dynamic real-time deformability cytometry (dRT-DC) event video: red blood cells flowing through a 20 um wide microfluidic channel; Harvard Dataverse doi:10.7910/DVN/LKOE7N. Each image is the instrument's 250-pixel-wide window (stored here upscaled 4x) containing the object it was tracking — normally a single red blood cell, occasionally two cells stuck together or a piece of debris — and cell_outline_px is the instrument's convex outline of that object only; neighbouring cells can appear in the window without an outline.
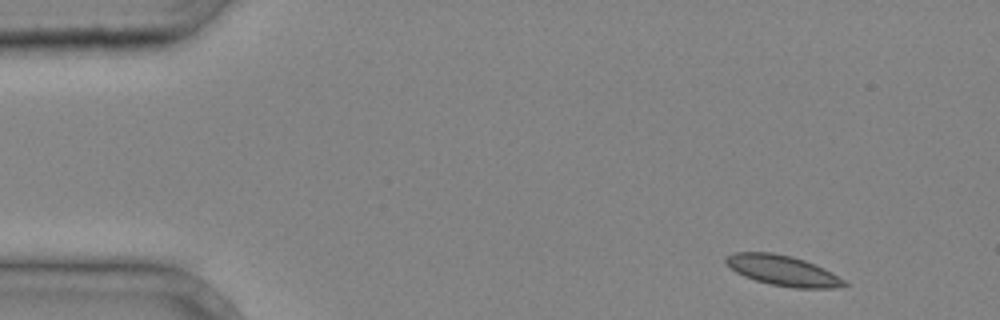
{"species": "common noctule bat (a hibernating species)", "species_latin": "Nyctalus noctula", "temperature_condition": "cold", "stored_images_in_passage": 3, "segment_of_instrument_passage": [1, 2], "camera_frame_rate_fps": 3000, "um_per_image_px": 0.085, "animal": {"sex": "male", "body_mass_g": 20.4}, "frame": {"image": 1, "passage_image": 1, "time_ms": 0.0, "image_size_px": [1000, 320], "cell_outline_px": [[848, 284], [832, 288], [796, 288], [772, 284], [756, 280], [744, 276], [736, 272], [724, 260], [724, 256], [732, 252], [772, 252], [792, 256], [804, 260], [824, 268], [844, 280]], "centroid_in_image_um": [66.5, 22.97], "position_along_channel_um": 18.5, "area_um2": 20.69}}